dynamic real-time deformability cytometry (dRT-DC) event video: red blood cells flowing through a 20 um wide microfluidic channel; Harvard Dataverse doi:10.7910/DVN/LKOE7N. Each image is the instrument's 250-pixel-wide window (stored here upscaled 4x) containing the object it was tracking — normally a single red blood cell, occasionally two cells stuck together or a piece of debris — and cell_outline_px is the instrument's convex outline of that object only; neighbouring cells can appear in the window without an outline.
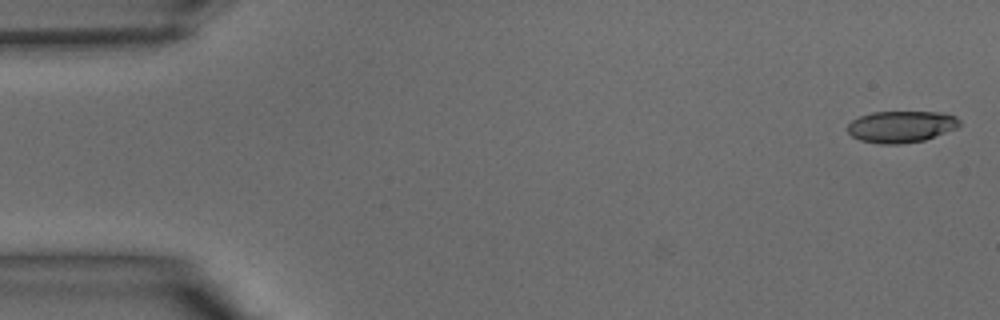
{"species": "common noctule bat (a hibernating species)", "species_latin": "Nyctalus noctula", "temperature_condition": "warm", "stored_images_in_passage": 39, "camera_frame_rate_fps": 3000, "um_per_image_px": 0.085, "animal": {"sex": "male", "body_mass_g": 15.6}, "frame": {"image": 1, "passage_image": 1, "time_ms": 0.0, "image_size_px": [1000, 320], "cell_outline_px": [[960, 124], [956, 128], [924, 140], [900, 144], [880, 144], [860, 140], [852, 136], [848, 132], [848, 124], [852, 120], [860, 116], [872, 112], [940, 112], [956, 116], [960, 120]], "centroid_in_image_um": [76.59, 10.76], "position_along_channel_um": 8.4, "area_um2": 20.58}}
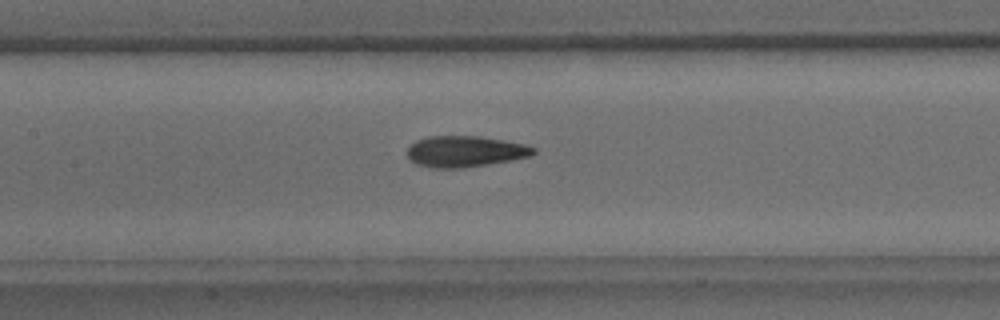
{"frame": {"image": 2, "passage_image": 18, "time_ms": 5.667, "image_size_px": [1000, 320], "cell_outline_px": [[536, 152], [532, 156], [512, 160], [464, 168], [432, 168], [416, 164], [408, 156], [408, 148], [416, 140], [428, 136], [480, 136], [504, 140], [524, 144], [536, 148]], "centroid_in_image_um": [39.56, 12.87], "position_along_channel_um": 167.8, "area_um2": 22.95}}
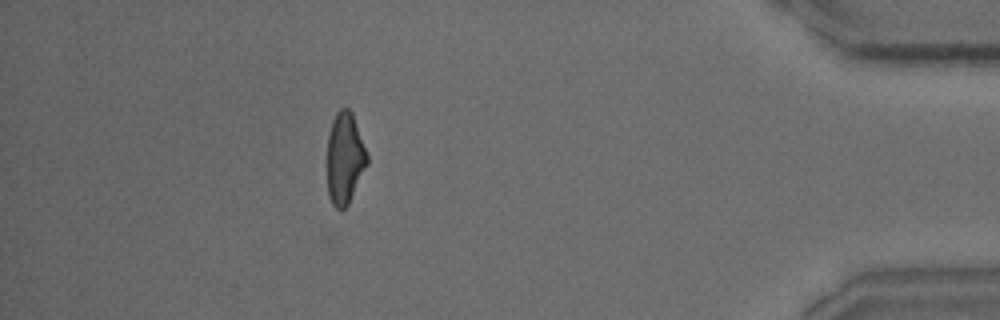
{"frame": {"image": 3, "passage_image": 35, "time_ms": 11.333, "image_size_px": [1000, 320], "cell_outline_px": [[368, 164], [348, 204], [340, 212], [332, 204], [328, 196], [328, 136], [332, 120], [336, 112], [340, 108], [348, 108], [352, 112], [368, 156]], "centroid_in_image_um": [29.31, 13.46], "position_along_channel_um": 405.9, "area_um2": 21.27}}